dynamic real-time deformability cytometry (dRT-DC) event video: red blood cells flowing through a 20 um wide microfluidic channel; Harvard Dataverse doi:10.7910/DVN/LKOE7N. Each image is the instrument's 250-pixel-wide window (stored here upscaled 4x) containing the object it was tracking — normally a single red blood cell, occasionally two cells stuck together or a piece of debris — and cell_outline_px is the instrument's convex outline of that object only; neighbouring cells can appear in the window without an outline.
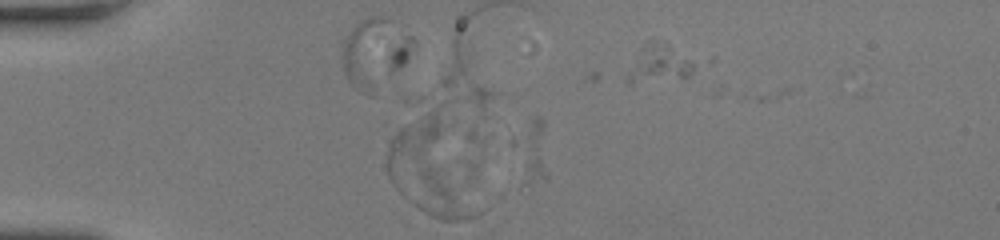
{"species": "human", "species_latin": "Homo sapiens", "temperature_condition": "room temperature", "stored_images_in_passage": 4, "camera_frame_rate_fps": 3000, "um_per_image_px": 0.085, "donor": {"sex": "female"}, "frame": {"image": 1, "passage_image": 2, "time_ms": 0.333, "image_size_px": [1000, 240], "cell_outline_px": [[488, 208], [484, 212], [468, 220], [440, 220], [432, 216], [420, 208], [412, 200], [420, 164], [424, 164], [436, 168]], "centroid_in_image_um": [37.75, 16.72], "position_along_channel_um": 47.3, "area_um2": 18.03}}